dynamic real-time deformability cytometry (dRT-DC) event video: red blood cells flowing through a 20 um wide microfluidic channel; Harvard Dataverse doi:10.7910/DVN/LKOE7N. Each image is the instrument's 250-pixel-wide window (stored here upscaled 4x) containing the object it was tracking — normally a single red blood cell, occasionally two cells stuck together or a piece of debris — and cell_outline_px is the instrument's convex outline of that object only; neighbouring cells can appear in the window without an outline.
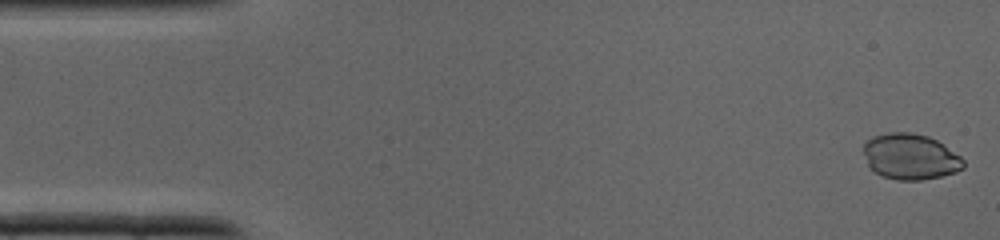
{"species": "common noctule bat (a hibernating species)", "species_latin": "Nyctalus noctula", "temperature_condition": "cold", "stored_images_in_passage": 32, "camera_frame_rate_fps": 3000, "um_per_image_px": 0.085, "animal": {"sex": "male", "body_mass_g": 19.0, "forearm_length_mm": 50.8}, "frame": {"image": 1, "passage_image": 1, "time_ms": 0.0, "image_size_px": [1000, 240], "cell_outline_px": [[964, 168], [956, 172], [940, 176], [920, 180], [896, 180], [884, 176], [876, 172], [868, 164], [864, 152], [864, 144], [872, 136], [892, 132], [912, 132], [928, 136], [936, 140], [960, 156], [964, 160]], "centroid_in_image_um": [77.39, 13.31], "position_along_channel_um": 7.6, "area_um2": 26.41}}
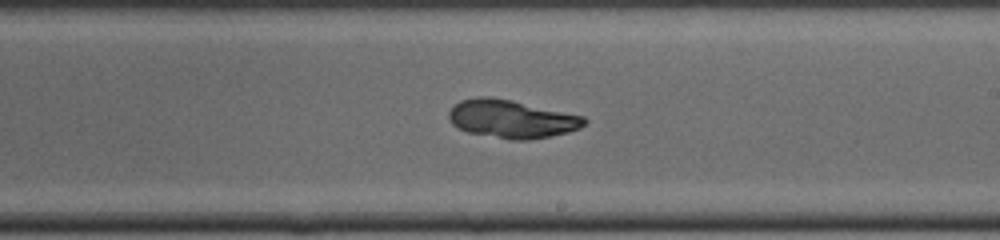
{"frame": {"image": 2, "passage_image": 21, "time_ms": 6.667, "image_size_px": [1000, 240], "cell_outline_px": [[588, 120], [580, 128], [568, 132], [528, 140], [508, 140], [468, 132], [452, 124], [448, 116], [448, 112], [460, 100], [480, 96], [488, 96], [512, 100], [584, 116]], "centroid_in_image_um": [43.48, 10.11], "position_along_channel_um": 245.5, "area_um2": 30.06}}
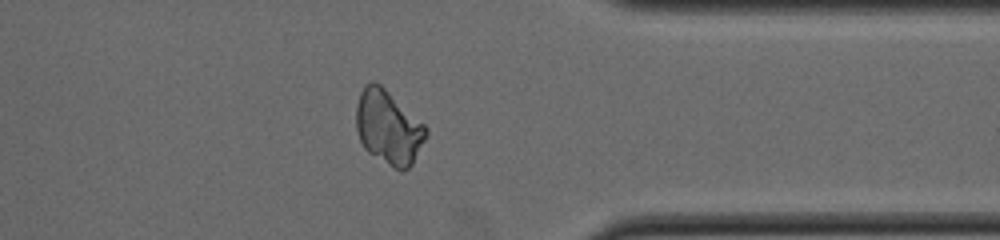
{"frame": {"image": 3, "passage_image": 29, "time_ms": 9.333, "image_size_px": [1000, 240], "cell_outline_px": [[428, 132], [412, 164], [408, 168], [400, 172], [368, 152], [364, 148], [360, 140], [356, 128], [356, 104], [360, 92], [364, 84], [372, 80], [380, 84], [424, 124], [428, 128]], "centroid_in_image_um": [32.99, 10.82], "position_along_channel_um": 378.4, "area_um2": 30.0}}